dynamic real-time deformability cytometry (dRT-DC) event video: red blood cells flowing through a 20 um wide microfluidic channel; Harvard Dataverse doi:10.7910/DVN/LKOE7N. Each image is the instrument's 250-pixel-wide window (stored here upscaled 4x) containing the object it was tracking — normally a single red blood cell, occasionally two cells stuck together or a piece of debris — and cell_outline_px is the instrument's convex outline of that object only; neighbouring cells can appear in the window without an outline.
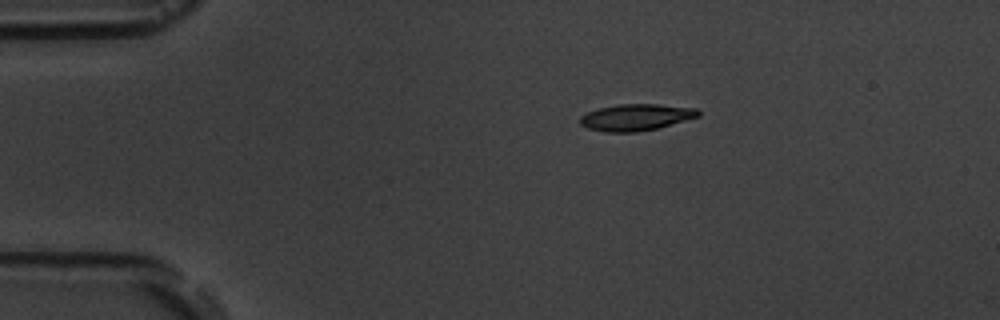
{"species": "common noctule bat (a hibernating species)", "species_latin": "Nyctalus noctula", "temperature_condition": "room temperature", "stored_images_in_passage": 4, "camera_frame_rate_fps": 3000, "um_per_image_px": 0.085, "animal": {"sex": "male", "body_mass_g": 19.5, "forearm_length_mm": 54.6}, "frame": {"image": 1, "passage_image": 1, "time_ms": 0.0, "image_size_px": [1000, 320], "cell_outline_px": [[700, 116], [656, 128], [636, 132], [604, 132], [588, 128], [580, 124], [580, 116], [588, 112], [600, 108], [616, 104], [656, 104], [696, 108], [700, 112]], "centroid_in_image_um": [54.04, 9.96], "position_along_channel_um": 31.0, "area_um2": 18.15}}
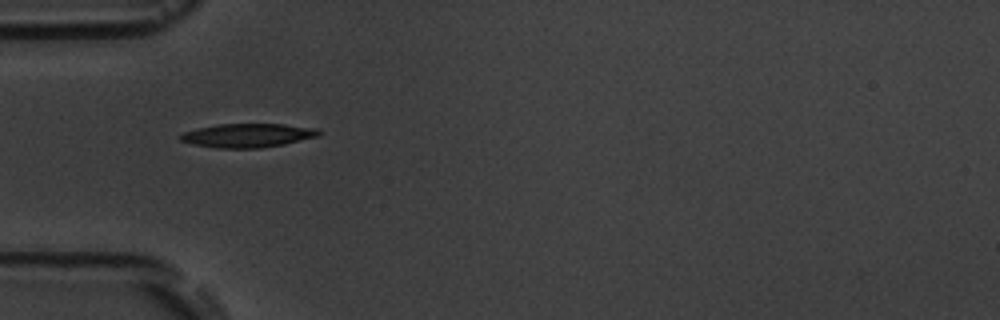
{"frame": {"image": 2, "passage_image": 3, "time_ms": 2.333, "image_size_px": [1000, 320], "cell_outline_px": [[324, 132], [320, 136], [284, 144], [260, 148], [216, 148], [192, 144], [180, 140], [176, 136], [184, 132], [196, 128], [220, 124], [284, 124], [320, 128]], "centroid_in_image_um": [21.1, 11.51], "position_along_channel_um": 63.9, "area_um2": 19.54}}
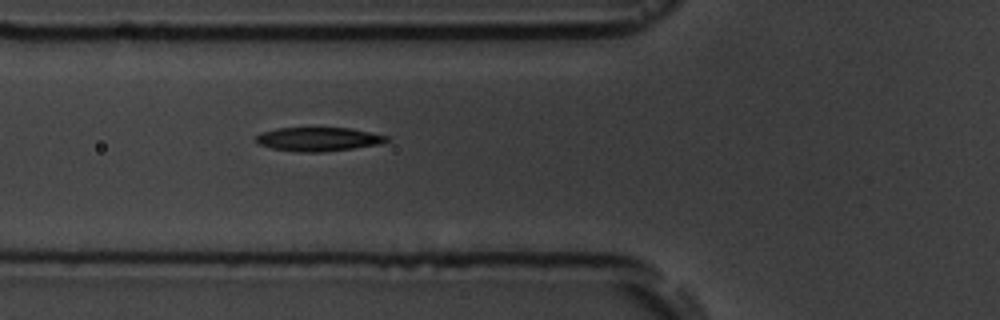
{"frame": {"image": 3, "passage_image": 4, "time_ms": 3.333, "image_size_px": [1000, 320], "cell_outline_px": [[388, 140], [380, 144], [324, 152], [300, 152], [272, 148], [260, 144], [256, 140], [256, 136], [264, 132], [276, 128], [352, 128], [388, 136]], "centroid_in_image_um": [27.08, 11.83], "position_along_channel_um": 98.7, "area_um2": 17.92}}